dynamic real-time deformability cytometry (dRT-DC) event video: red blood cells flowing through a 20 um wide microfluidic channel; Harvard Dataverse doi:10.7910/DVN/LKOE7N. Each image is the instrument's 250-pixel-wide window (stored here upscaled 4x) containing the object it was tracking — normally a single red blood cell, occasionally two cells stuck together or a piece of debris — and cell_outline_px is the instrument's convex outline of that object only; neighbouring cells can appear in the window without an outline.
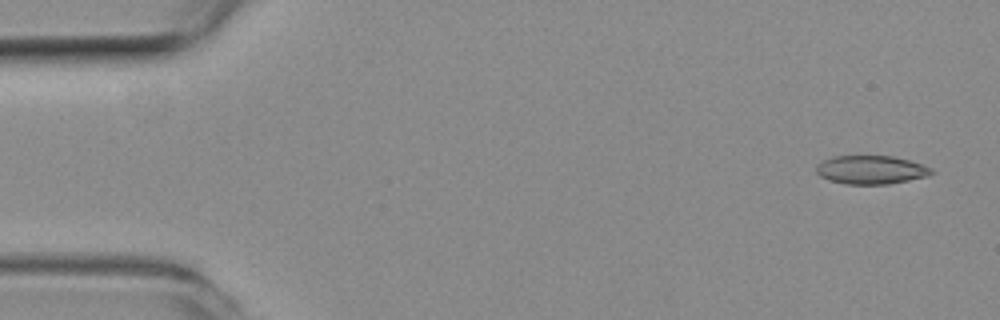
{"species": "common noctule bat (a hibernating species)", "species_latin": "Nyctalus noctula", "temperature_condition": "room temperature", "stored_images_in_passage": 53, "camera_frame_rate_fps": 3000, "um_per_image_px": 0.085, "animal": {"sex": "female", "body_mass_g": 19.3, "forearm_length_mm": 54.1}, "frame": {"image": 1, "passage_image": 1, "time_ms": 0.0, "image_size_px": [1000, 320], "cell_outline_px": [[936, 172], [928, 176], [888, 184], [844, 184], [828, 180], [820, 176], [816, 172], [816, 164], [832, 156], [892, 156], [908, 160], [932, 168]], "centroid_in_image_um": [74.01, 14.44], "position_along_channel_um": 11.0, "area_um2": 19.19}}
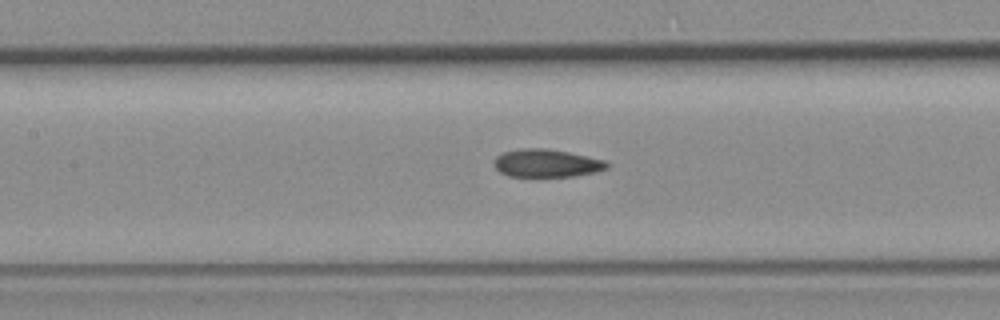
{"frame": {"image": 2, "passage_image": 23, "time_ms": 7.333, "image_size_px": [1000, 320], "cell_outline_px": [[608, 168], [596, 172], [576, 176], [536, 180], [508, 176], [500, 172], [496, 168], [492, 160], [496, 156], [504, 152], [520, 148], [544, 148], [568, 152], [604, 160], [608, 164]], "centroid_in_image_um": [46.4, 13.93], "position_along_channel_um": 161.0, "area_um2": 19.31}}
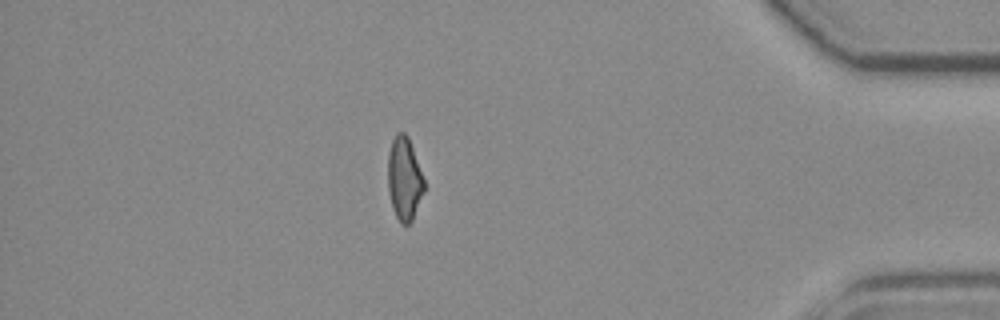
{"frame": {"image": 3, "passage_image": 46, "time_ms": 15.0, "image_size_px": [1000, 320], "cell_outline_px": [[424, 192], [412, 220], [408, 224], [400, 224], [392, 208], [388, 188], [388, 152], [392, 140], [396, 132], [404, 132], [408, 136], [424, 180]], "centroid_in_image_um": [34.35, 15.19], "position_along_channel_um": 400.8, "area_um2": 17.51}, "authors_computed_cell_mechanics": {"area_um2": 18.785, "velocity_mm_per_s": 3.7112, "shape_relaxation_time_tau1_ms": null, "shape_relaxation_time_tau2_ms": 3.2293, "deformation_change_tau1": null, "deformation_change_tau2": 0.1067}}